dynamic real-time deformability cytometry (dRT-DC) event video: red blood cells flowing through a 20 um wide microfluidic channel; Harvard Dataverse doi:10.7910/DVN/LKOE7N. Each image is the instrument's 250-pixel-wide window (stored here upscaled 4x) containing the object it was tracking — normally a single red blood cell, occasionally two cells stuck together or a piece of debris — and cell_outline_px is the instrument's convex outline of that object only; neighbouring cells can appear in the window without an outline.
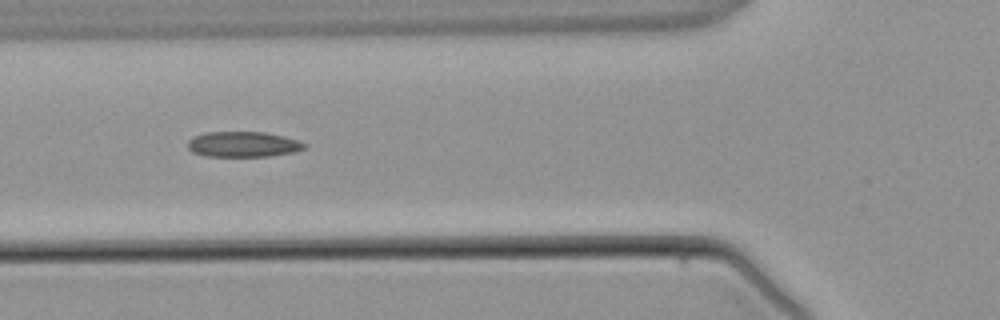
{"species": "common noctule bat (a hibernating species)", "species_latin": "Nyctalus noctula", "temperature_condition": "warm", "stored_images_in_passage": 4, "camera_frame_rate_fps": 3000, "um_per_image_px": 0.085, "animal": {"sex": "male", "body_mass_g": 21.5, "forearm_length_mm": 52.0}, "frame": {"image": 1, "passage_image": 3, "time_ms": 2.667, "image_size_px": [1000, 320], "cell_outline_px": [[308, 144], [304, 148], [296, 152], [268, 156], [204, 156], [192, 152], [188, 148], [188, 140], [192, 136], [204, 132], [264, 132], [284, 136]], "centroid_in_image_um": [20.64, 12.26], "position_along_channel_um": 105.2, "area_um2": 17.4}}